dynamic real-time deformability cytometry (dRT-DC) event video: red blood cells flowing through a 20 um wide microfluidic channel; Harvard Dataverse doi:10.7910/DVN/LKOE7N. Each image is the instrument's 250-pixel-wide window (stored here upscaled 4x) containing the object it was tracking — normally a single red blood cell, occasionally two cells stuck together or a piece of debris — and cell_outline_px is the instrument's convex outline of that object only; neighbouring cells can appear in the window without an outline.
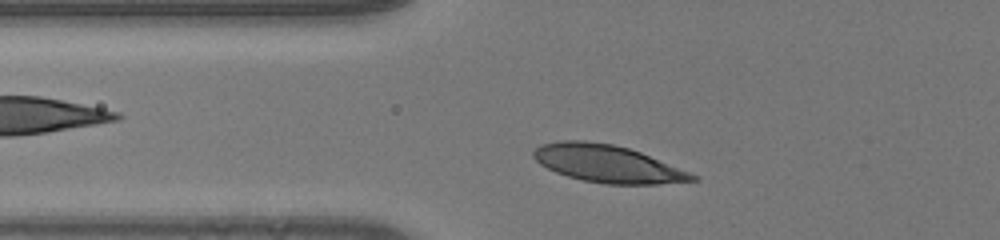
{"species": "human", "species_latin": "Homo sapiens", "temperature_condition": "room temperature", "stored_images_in_passage": 30, "camera_frame_rate_fps": 3000, "um_per_image_px": 0.085, "donor": {"sex": "male"}, "frame": {"image": 1, "passage_image": 4, "time_ms": 1.0, "image_size_px": [1000, 240], "cell_outline_px": [[700, 180], [656, 184], [604, 184], [584, 180], [568, 176], [556, 172], [540, 164], [532, 156], [532, 152], [540, 144], [560, 140], [584, 140], [612, 144], [628, 148], [640, 152], [700, 176]], "centroid_in_image_um": [51.64, 13.91], "position_along_channel_um": 74.2, "area_um2": 34.56}}
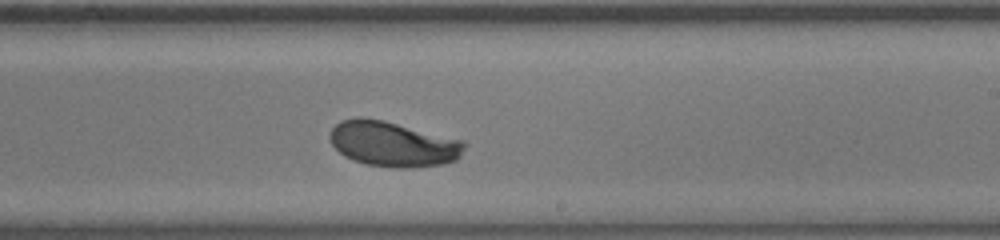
{"frame": {"image": 2, "passage_image": 18, "time_ms": 5.667, "image_size_px": [1000, 240], "cell_outline_px": [[468, 144], [460, 156], [456, 160], [444, 164], [412, 168], [396, 168], [364, 164], [352, 160], [344, 156], [332, 144], [328, 136], [332, 128], [340, 120], [356, 116], [384, 120], [464, 140]], "centroid_in_image_um": [33.41, 12.24], "position_along_channel_um": 255.6, "area_um2": 35.95}}
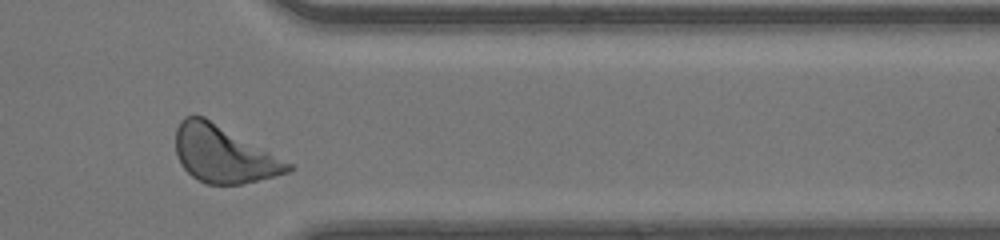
{"frame": {"image": 3, "passage_image": 28, "time_ms": 9.0, "image_size_px": [1000, 240], "cell_outline_px": [[296, 168], [288, 172], [240, 184], [208, 184], [196, 180], [180, 164], [176, 152], [176, 128], [180, 120], [184, 116], [204, 116], [292, 164]], "centroid_in_image_um": [18.96, 13.1], "position_along_channel_um": 392.4, "area_um2": 36.76}, "authors_computed_cell_mechanics": {"area_um2": 35.1713, "velocity_mm_per_s": 4.1224, "shape_relaxation_time_tau1_ms": 2.0154, "shape_relaxation_time_tau2_ms": null, "deformation_change_tau1": 0.1386, "deformation_change_tau2": null}}